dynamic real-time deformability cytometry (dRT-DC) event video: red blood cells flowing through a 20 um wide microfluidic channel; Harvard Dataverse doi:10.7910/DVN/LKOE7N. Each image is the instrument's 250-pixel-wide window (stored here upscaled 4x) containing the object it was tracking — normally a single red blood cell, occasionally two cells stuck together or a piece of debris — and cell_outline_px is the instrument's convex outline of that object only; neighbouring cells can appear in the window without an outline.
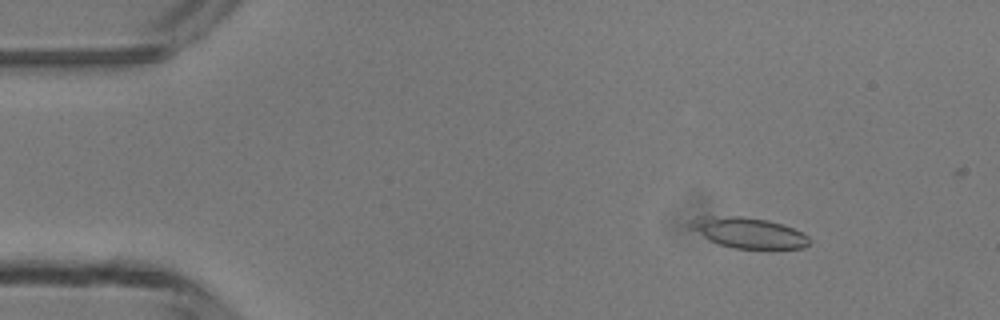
{"species": "common noctule bat (a hibernating species)", "species_latin": "Nyctalus noctula", "temperature_condition": "room temperature", "stored_images_in_passage": 4, "camera_frame_rate_fps": 3000, "um_per_image_px": 0.085, "animal": {"sex": "male", "body_mass_g": 13.3}, "frame": {"image": 1, "passage_image": 1, "time_ms": 0.0, "image_size_px": [1000, 320], "cell_outline_px": [[812, 240], [804, 248], [732, 248], [720, 244], [688, 228], [688, 224], [696, 216], [740, 216], [768, 220], [792, 228], [808, 236]], "centroid_in_image_um": [63.6, 19.77], "position_along_channel_um": 21.4, "area_um2": 20.98}}